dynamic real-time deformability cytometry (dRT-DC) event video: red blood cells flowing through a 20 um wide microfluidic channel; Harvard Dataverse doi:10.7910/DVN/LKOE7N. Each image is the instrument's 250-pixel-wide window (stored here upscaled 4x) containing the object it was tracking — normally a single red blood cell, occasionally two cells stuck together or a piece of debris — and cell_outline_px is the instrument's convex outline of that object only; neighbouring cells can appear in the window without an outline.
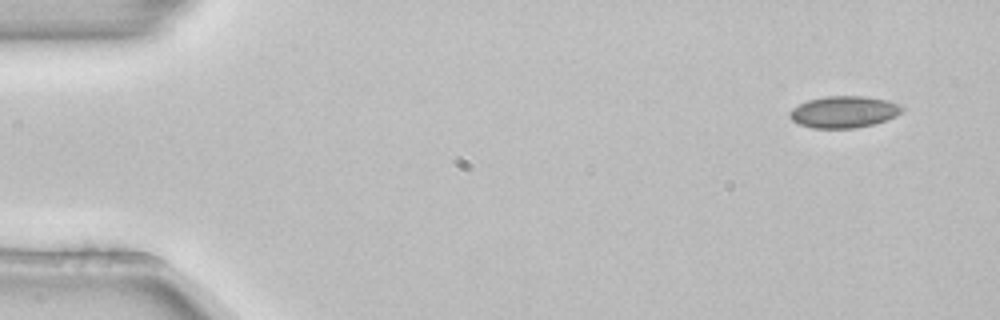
{"species": "common noctule bat (a hibernating species)", "species_latin": "Nyctalus noctula", "temperature_condition": "room temperature", "stored_images_in_passage": 5, "camera_frame_rate_fps": 3000, "um_per_image_px": 0.085, "animal": {"sex": "female", "body_mass_g": 22.7, "forearm_length_mm": 54.2}, "frame": {"image": 1, "passage_image": 1, "time_ms": 0.0, "image_size_px": [1000, 320], "cell_outline_px": [[904, 108], [896, 116], [888, 120], [872, 124], [852, 128], [812, 128], [800, 124], [792, 120], [788, 116], [788, 112], [792, 108], [808, 100], [824, 96], [864, 96], [888, 100], [900, 104]], "centroid_in_image_um": [71.73, 9.5], "position_along_channel_um": 13.3, "area_um2": 20.81}}
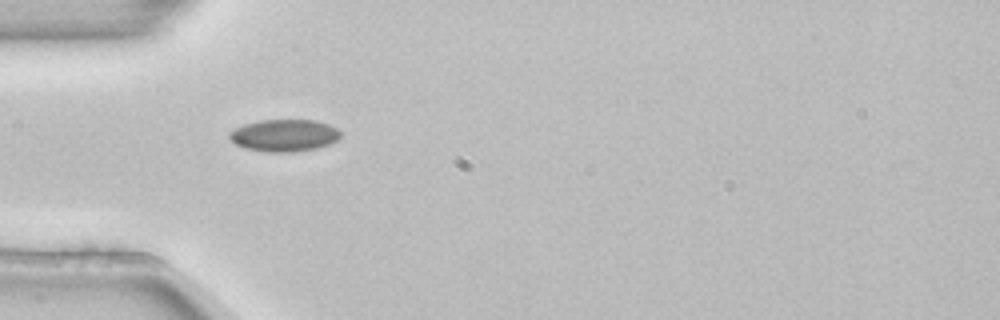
{"frame": {"image": 2, "passage_image": 4, "time_ms": 1.0, "image_size_px": [1000, 320], "cell_outline_px": [[340, 136], [336, 140], [328, 144], [316, 148], [292, 152], [268, 152], [244, 148], [236, 144], [228, 136], [228, 132], [244, 124], [260, 120], [316, 120], [328, 124], [336, 128], [340, 132]], "centroid_in_image_um": [24.14, 11.5], "position_along_channel_um": 60.9, "area_um2": 20.69}}